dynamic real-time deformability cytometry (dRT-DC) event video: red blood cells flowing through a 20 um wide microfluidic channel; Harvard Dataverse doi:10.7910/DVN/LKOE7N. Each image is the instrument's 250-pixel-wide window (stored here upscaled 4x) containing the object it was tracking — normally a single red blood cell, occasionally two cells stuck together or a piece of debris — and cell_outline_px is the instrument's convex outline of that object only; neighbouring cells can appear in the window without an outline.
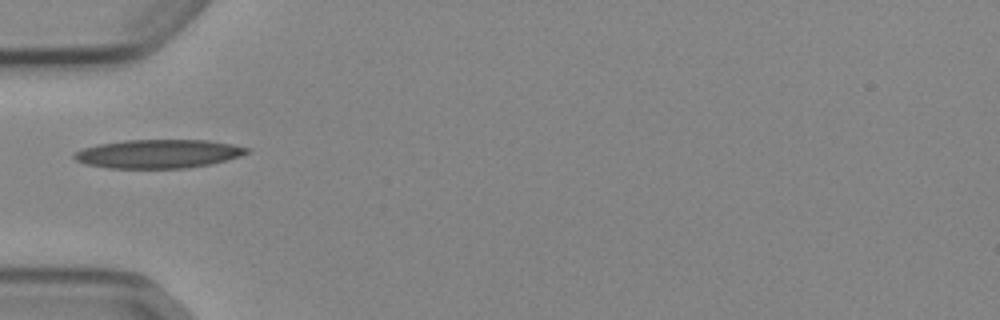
{"species": "Egyptian fruit bat (a non-hibernating species)", "species_latin": "Rousettus aegyptiacus", "temperature_condition": "cold", "stored_images_in_passage": 36, "camera_frame_rate_fps": 3000, "um_per_image_px": 0.085, "animal": {"sex": "female"}, "frame": {"image": 1, "passage_image": 1, "time_ms": 0.0, "image_size_px": [1000, 320], "cell_outline_px": [[252, 152], [240, 156], [208, 164], [184, 168], [108, 168], [84, 164], [76, 160], [72, 156], [80, 148], [100, 144], [124, 140], [208, 140], [232, 144], [252, 148]], "centroid_in_image_um": [13.46, 13.07], "position_along_channel_um": 71.5, "area_um2": 28.9}}
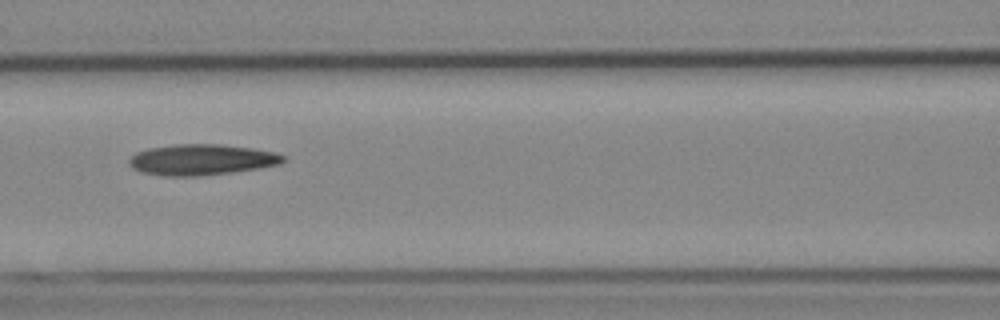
{"frame": {"image": 2, "passage_image": 7, "time_ms": 2.0, "image_size_px": [1000, 320], "cell_outline_px": [[288, 156], [280, 164], [260, 168], [232, 172], [200, 176], [164, 176], [140, 172], [132, 168], [128, 164], [128, 160], [136, 152], [148, 148], [172, 144], [220, 144], [252, 148], [276, 152]], "centroid_in_image_um": [17.13, 13.57], "position_along_channel_um": 149.5, "area_um2": 28.03}}
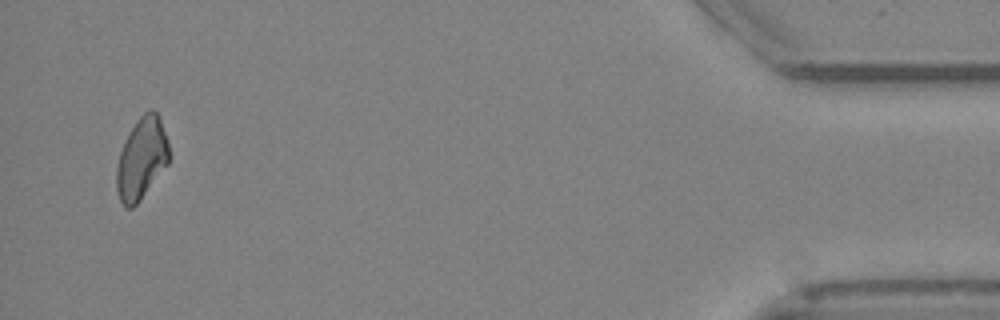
{"frame": {"image": 3, "passage_image": 34, "time_ms": 11.0, "image_size_px": [1000, 320], "cell_outline_px": [[168, 164], [140, 200], [132, 208], [124, 208], [120, 200], [116, 188], [116, 168], [120, 152], [136, 120], [144, 112], [152, 108], [160, 116], [168, 140]], "centroid_in_image_um": [12.04, 13.47], "position_along_channel_um": 423.2, "area_um2": 24.85}}